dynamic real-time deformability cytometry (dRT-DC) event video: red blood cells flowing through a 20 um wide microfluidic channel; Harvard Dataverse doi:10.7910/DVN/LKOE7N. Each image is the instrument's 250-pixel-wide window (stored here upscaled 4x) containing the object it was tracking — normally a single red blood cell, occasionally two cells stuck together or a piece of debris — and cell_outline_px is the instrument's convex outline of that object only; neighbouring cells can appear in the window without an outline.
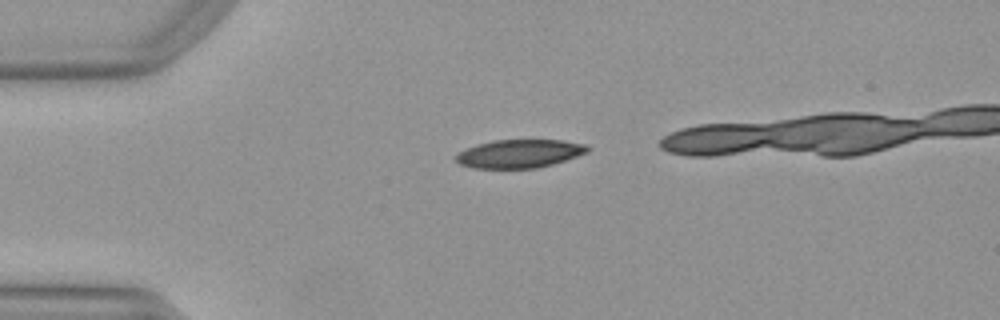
{"species": "Egyptian fruit bat (a non-hibernating species)", "species_latin": "Rousettus aegyptiacus", "temperature_condition": "warm", "stored_images_in_passage": 31, "camera_frame_rate_fps": 3000, "um_per_image_px": 0.085, "animal": {"sex": "female"}, "frame": {"image": 1, "passage_image": 1, "time_ms": 0.0, "image_size_px": [1000, 320], "cell_outline_px": [[592, 148], [588, 152], [552, 164], [536, 168], [472, 168], [460, 164], [456, 160], [456, 156], [460, 152], [476, 144], [496, 140], [564, 140], [584, 144]], "centroid_in_image_um": [44.17, 13.06], "position_along_channel_um": 40.8, "area_um2": 21.56}}
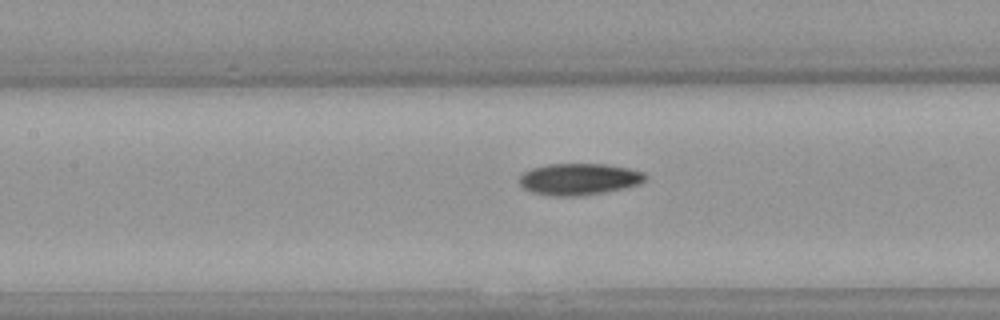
{"frame": {"image": 2, "passage_image": 12, "time_ms": 3.667, "image_size_px": [1000, 320], "cell_outline_px": [[648, 176], [640, 184], [604, 192], [580, 196], [552, 196], [532, 192], [524, 188], [520, 184], [520, 176], [524, 172], [532, 168], [548, 164], [604, 164], [628, 168], [644, 172]], "centroid_in_image_um": [49.22, 15.23], "position_along_channel_um": 158.2, "area_um2": 23.12}}
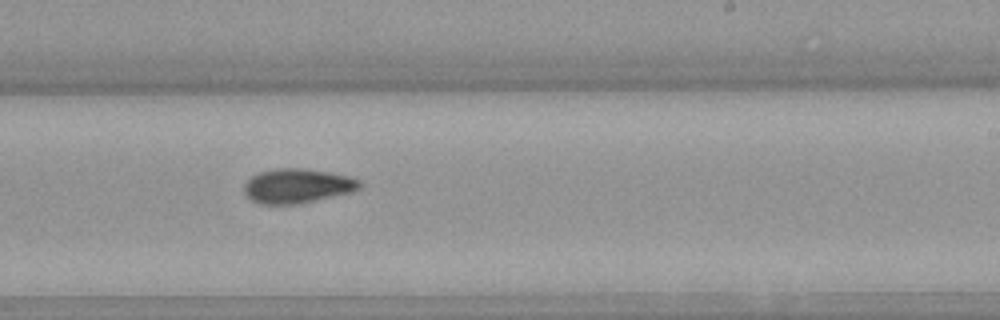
{"frame": {"image": 3, "passage_image": 20, "time_ms": 6.333, "image_size_px": [1000, 320], "cell_outline_px": [[364, 184], [360, 188], [352, 192], [296, 204], [260, 204], [252, 200], [244, 192], [244, 184], [252, 176], [260, 172], [280, 168], [304, 168], [328, 172], [348, 176], [360, 180]], "centroid_in_image_um": [25.29, 15.8], "position_along_channel_um": 263.7, "area_um2": 23.06}}